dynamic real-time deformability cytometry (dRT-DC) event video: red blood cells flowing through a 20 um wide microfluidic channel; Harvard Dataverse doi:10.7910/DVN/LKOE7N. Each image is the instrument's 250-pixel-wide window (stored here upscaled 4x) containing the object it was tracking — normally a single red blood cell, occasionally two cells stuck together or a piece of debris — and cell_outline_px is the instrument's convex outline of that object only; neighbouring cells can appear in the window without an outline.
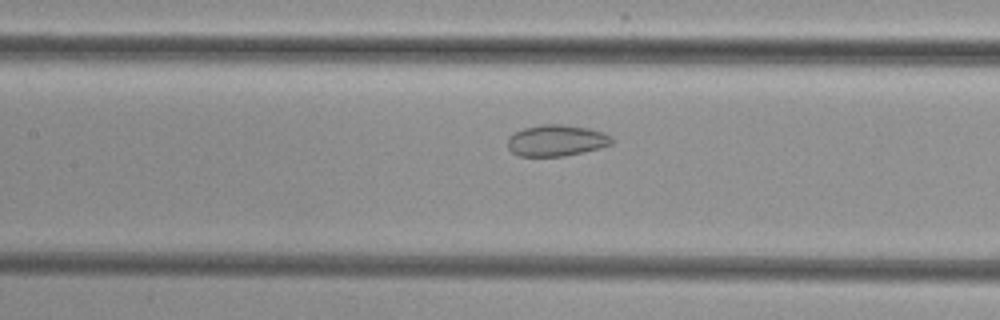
{"species": "common noctule bat (a hibernating species)", "species_latin": "Nyctalus noctula", "temperature_condition": "cold", "stored_images_in_passage": 40, "camera_frame_rate_fps": 3000, "um_per_image_px": 0.085, "animal": {"sex": "female", "body_mass_g": 29.2, "forearm_length_mm": 56.3}, "frame": {"image": 1, "passage_image": 20, "time_ms": 6.333, "image_size_px": [1000, 320], "cell_outline_px": [[612, 144], [600, 148], [584, 152], [564, 156], [520, 156], [512, 152], [508, 148], [508, 136], [524, 128], [540, 124], [560, 124], [588, 128], [604, 132], [612, 136]], "centroid_in_image_um": [47.31, 11.94], "position_along_channel_um": 160.1, "area_um2": 19.07}}
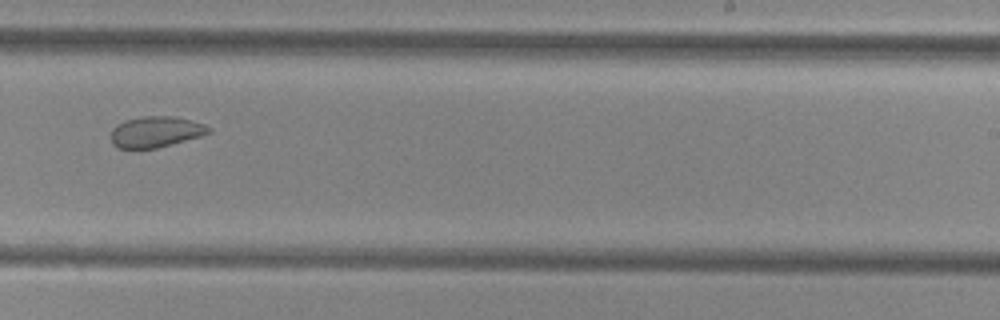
{"frame": {"image": 2, "passage_image": 29, "time_ms": 9.333, "image_size_px": [1000, 320], "cell_outline_px": [[212, 132], [200, 136], [156, 148], [116, 148], [112, 144], [112, 128], [116, 124], [124, 120], [140, 116], [176, 116], [204, 124], [212, 128]], "centroid_in_image_um": [13.23, 11.19], "position_along_channel_um": 275.8, "area_um2": 17.69}}
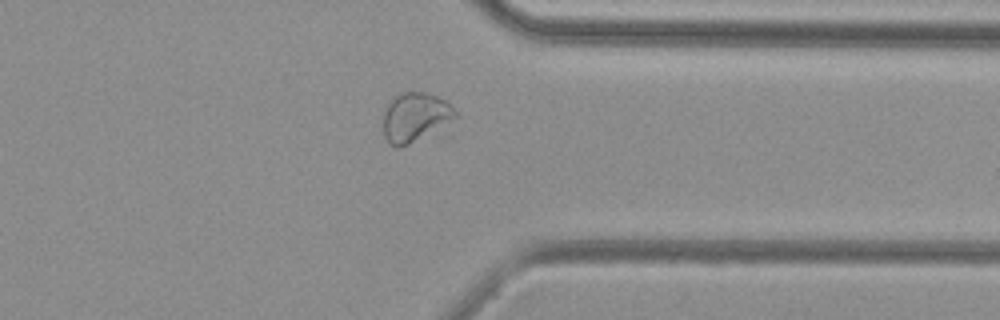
{"frame": {"image": 3, "passage_image": 37, "time_ms": 12.0, "image_size_px": [1000, 320], "cell_outline_px": [[456, 116], [408, 144], [400, 148], [396, 148], [388, 144], [384, 136], [384, 112], [388, 100], [392, 96], [400, 92], [428, 92], [452, 104], [456, 112]], "centroid_in_image_um": [35.2, 9.91], "position_along_channel_um": 376.2, "area_um2": 20.23}}